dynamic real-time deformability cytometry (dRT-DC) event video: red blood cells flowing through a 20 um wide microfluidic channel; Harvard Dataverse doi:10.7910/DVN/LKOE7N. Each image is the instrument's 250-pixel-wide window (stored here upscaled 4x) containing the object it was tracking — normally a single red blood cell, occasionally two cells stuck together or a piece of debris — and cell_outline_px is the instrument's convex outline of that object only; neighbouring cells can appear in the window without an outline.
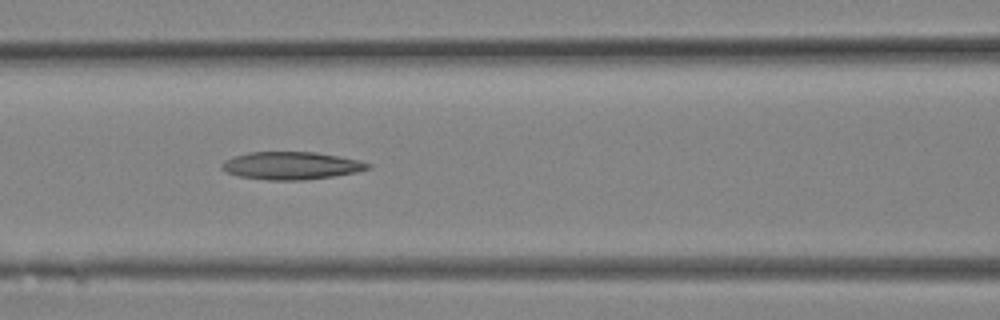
{"species": "Egyptian fruit bat (a non-hibernating species)", "species_latin": "Rousettus aegyptiacus", "temperature_condition": "room temperature", "stored_images_in_passage": 13, "camera_frame_rate_fps": 3000, "um_per_image_px": 0.085, "animal": {"sex": "female"}, "frame": {"image": 1, "passage_image": 10, "time_ms": 3.0, "image_size_px": [1000, 320], "cell_outline_px": [[372, 168], [356, 172], [332, 176], [304, 180], [268, 180], [240, 176], [228, 172], [220, 168], [220, 164], [224, 160], [232, 156], [248, 152], [316, 152], [340, 156], [360, 160], [372, 164]], "centroid_in_image_um": [24.76, 14.07], "position_along_channel_um": 141.8, "area_um2": 23.7}}
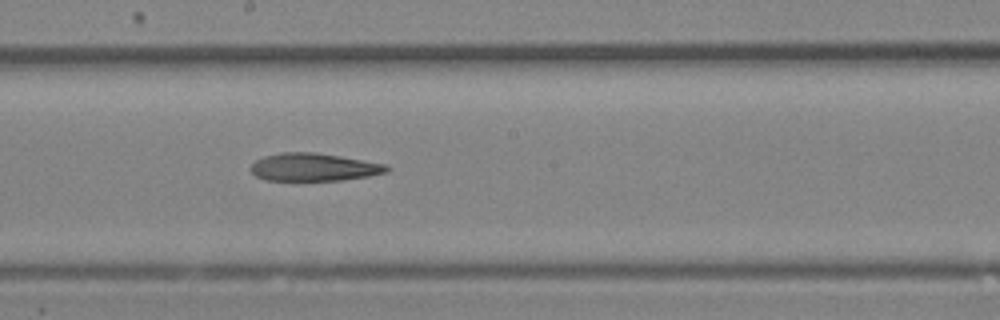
{"frame": {"image": 2, "passage_image": 13, "time_ms": 4.0, "image_size_px": [1000, 320], "cell_outline_px": [[392, 168], [388, 172], [368, 176], [344, 180], [264, 180], [256, 176], [248, 168], [256, 160], [264, 156], [280, 152], [316, 152], [340, 156], [384, 164]], "centroid_in_image_um": [26.65, 14.2], "position_along_channel_um": 221.5, "area_um2": 22.08}}